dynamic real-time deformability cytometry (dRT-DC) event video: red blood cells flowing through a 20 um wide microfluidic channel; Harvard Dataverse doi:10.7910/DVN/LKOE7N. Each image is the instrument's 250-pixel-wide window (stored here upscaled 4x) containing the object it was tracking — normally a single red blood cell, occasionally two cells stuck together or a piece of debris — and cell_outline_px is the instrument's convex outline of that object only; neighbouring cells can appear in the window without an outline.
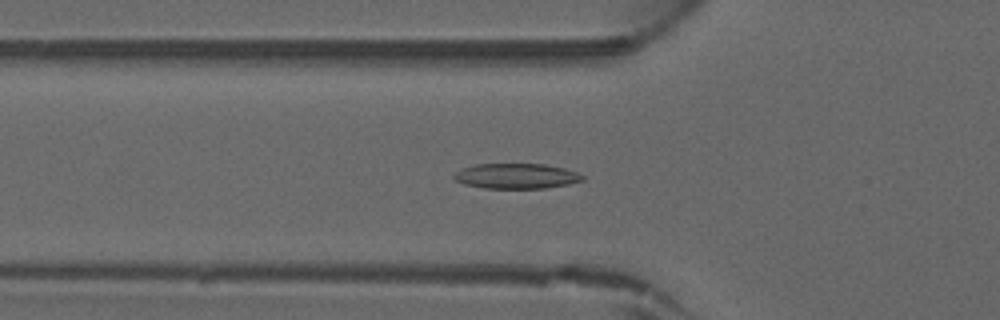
{"species": "common noctule bat (a hibernating species)", "species_latin": "Nyctalus noctula", "temperature_condition": "warm", "stored_images_in_passage": 42, "camera_frame_rate_fps": 3000, "um_per_image_px": 0.085, "animal": {"sex": "male", "forearm_length_mm": 52.5}, "frame": {"image": 1, "passage_image": 13, "time_ms": 4.0, "image_size_px": [1000, 320], "cell_outline_px": [[584, 180], [568, 184], [544, 188], [484, 188], [464, 184], [456, 180], [452, 176], [460, 168], [476, 164], [544, 164], [564, 168], [576, 172], [584, 176]], "centroid_in_image_um": [43.87, 14.96], "position_along_channel_um": 81.9, "area_um2": 18.84}}
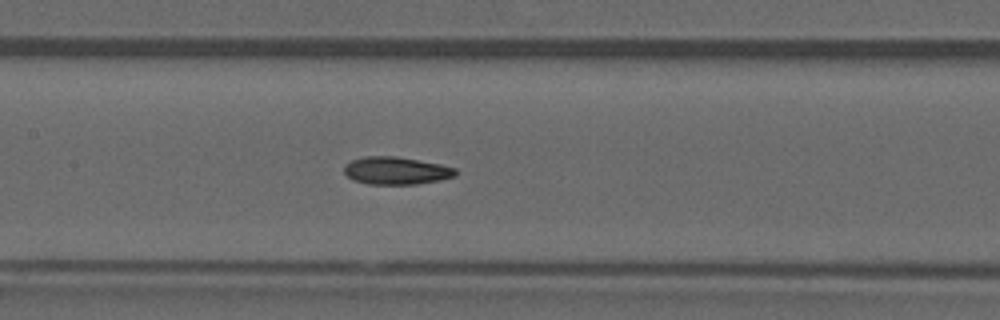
{"frame": {"image": 2, "passage_image": 19, "time_ms": 6.0, "image_size_px": [1000, 320], "cell_outline_px": [[460, 172], [456, 176], [440, 180], [416, 184], [368, 184], [352, 180], [344, 172], [344, 168], [352, 160], [364, 156], [396, 156], [440, 164], [456, 168]], "centroid_in_image_um": [33.71, 14.51], "position_along_channel_um": 173.7, "area_um2": 17.98}}
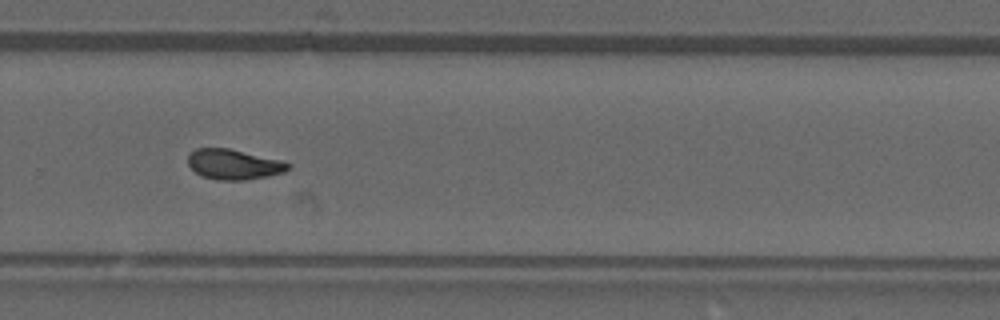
{"frame": {"image": 3, "passage_image": 28, "time_ms": 9.0, "image_size_px": [1000, 320], "cell_outline_px": [[292, 164], [284, 172], [268, 176], [244, 180], [220, 180], [200, 176], [188, 164], [188, 156], [196, 148], [228, 148], [284, 160]], "centroid_in_image_um": [19.9, 13.97], "position_along_channel_um": 309.9, "area_um2": 17.69}}